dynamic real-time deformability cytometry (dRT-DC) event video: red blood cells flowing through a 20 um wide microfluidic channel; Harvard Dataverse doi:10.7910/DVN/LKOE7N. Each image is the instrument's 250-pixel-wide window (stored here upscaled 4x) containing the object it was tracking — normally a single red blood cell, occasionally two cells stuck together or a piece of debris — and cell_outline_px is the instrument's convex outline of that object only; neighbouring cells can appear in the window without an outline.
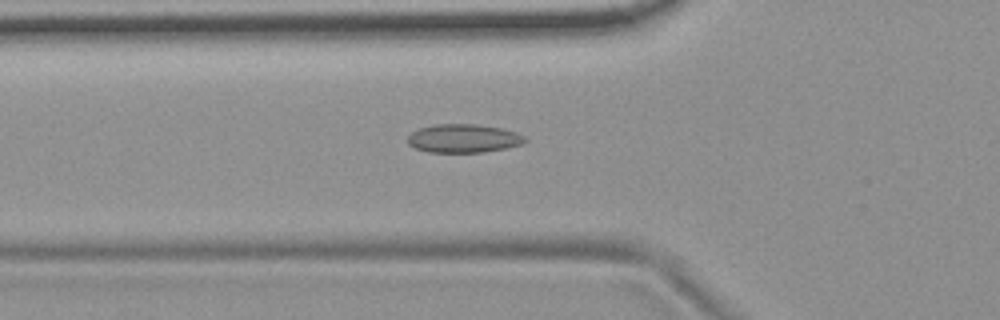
{"species": "common noctule bat (a hibernating species)", "species_latin": "Nyctalus noctula", "temperature_condition": "room temperature", "stored_images_in_passage": 54, "camera_frame_rate_fps": 3000, "um_per_image_px": 0.085, "animal": {"sex": "female", "body_mass_g": 19.9}, "frame": {"image": 1, "passage_image": 19, "time_ms": 6.0, "image_size_px": [1000, 320], "cell_outline_px": [[528, 140], [524, 144], [484, 152], [428, 152], [416, 148], [408, 144], [408, 136], [412, 132], [420, 128], [432, 124], [476, 124], [500, 128], [516, 132], [524, 136]], "centroid_in_image_um": [39.4, 11.76], "position_along_channel_um": 86.4, "area_um2": 19.48}}
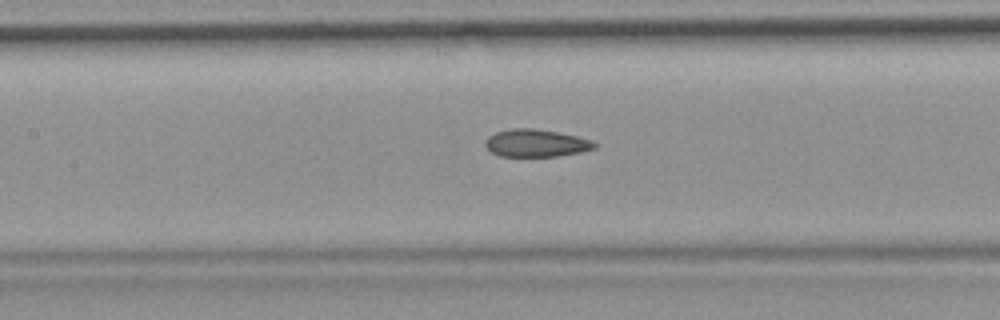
{"frame": {"image": 2, "passage_image": 25, "time_ms": 8.0, "image_size_px": [1000, 320], "cell_outline_px": [[596, 148], [580, 152], [560, 156], [500, 156], [492, 152], [484, 144], [484, 140], [488, 136], [496, 132], [512, 128], [532, 128], [556, 132], [576, 136], [592, 140], [596, 144]], "centroid_in_image_um": [45.55, 12.16], "position_along_channel_um": 161.9, "area_um2": 17.46}}
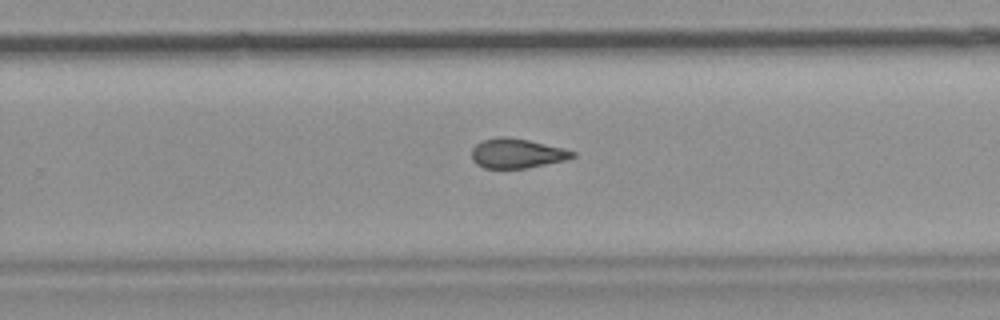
{"frame": {"image": 3, "passage_image": 35, "time_ms": 11.333, "image_size_px": [1000, 320], "cell_outline_px": [[576, 156], [568, 160], [524, 168], [484, 168], [476, 164], [472, 160], [472, 148], [476, 144], [484, 140], [496, 136], [508, 136], [528, 140], [564, 148], [576, 152]], "centroid_in_image_um": [43.95, 13.03], "position_along_channel_um": 285.9, "area_um2": 17.51}, "authors_computed_cell_mechanics": {"area_um2": 18.3226, "velocity_mm_per_s": 3.7411, "shape_relaxation_time_tau1_ms": null, "shape_relaxation_time_tau2_ms": 3.623, "deformation_change_tau1": null, "deformation_change_tau2": 0.1011}}